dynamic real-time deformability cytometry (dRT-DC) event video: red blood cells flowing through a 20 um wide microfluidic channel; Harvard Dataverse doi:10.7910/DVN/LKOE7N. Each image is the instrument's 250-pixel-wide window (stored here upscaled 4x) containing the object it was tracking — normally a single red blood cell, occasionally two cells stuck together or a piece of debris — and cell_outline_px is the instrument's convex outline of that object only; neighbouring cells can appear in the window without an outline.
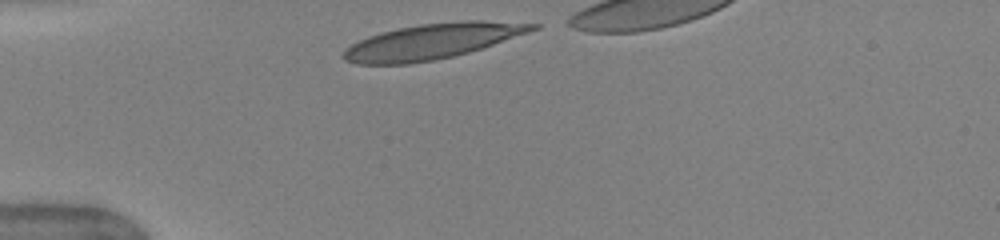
{"species": "human", "species_latin": "Homo sapiens", "temperature_condition": "warm", "stored_images_in_passage": 32, "camera_frame_rate_fps": 3000, "um_per_image_px": 0.085, "donor": {"sex": "female"}, "frame": {"image": 1, "passage_image": 1, "time_ms": 0.0, "image_size_px": [1000, 240], "cell_outline_px": [[540, 28], [468, 52], [452, 56], [432, 60], [408, 64], [356, 64], [344, 60], [344, 48], [368, 36], [380, 32], [420, 24], [460, 20], [484, 20], [540, 24]], "centroid_in_image_um": [36.71, 3.5], "position_along_channel_um": 48.3, "area_um2": 38.55}}
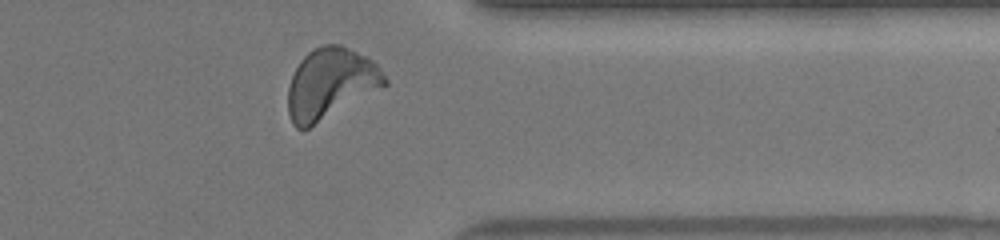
{"frame": {"image": 2, "passage_image": 28, "time_ms": 9.0, "image_size_px": [1000, 240], "cell_outline_px": [[388, 84], [308, 128], [296, 128], [292, 124], [288, 112], [288, 88], [292, 76], [300, 60], [312, 48], [324, 44], [340, 44], [372, 60], [376, 64], [388, 80]], "centroid_in_image_um": [28.07, 7.09], "position_along_channel_um": 383.3, "area_um2": 39.3}}